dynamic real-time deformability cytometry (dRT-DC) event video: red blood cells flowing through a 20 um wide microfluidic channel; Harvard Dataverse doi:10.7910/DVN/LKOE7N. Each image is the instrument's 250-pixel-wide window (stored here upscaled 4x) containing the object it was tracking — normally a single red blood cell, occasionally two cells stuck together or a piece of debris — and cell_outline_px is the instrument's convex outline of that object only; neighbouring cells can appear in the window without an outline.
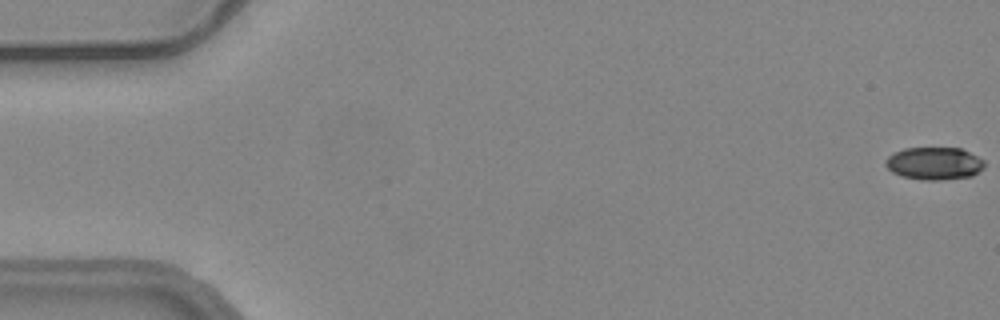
{"species": "common noctule bat (a hibernating species)", "species_latin": "Nyctalus noctula", "temperature_condition": "warm", "stored_images_in_passage": 49, "camera_frame_rate_fps": 3000, "um_per_image_px": 0.085, "animal": {"sex": "female", "body_mass_g": 24.6, "forearm_length_mm": 56.2}, "frame": {"image": 1, "passage_image": 1, "time_ms": 0.0, "image_size_px": [1000, 320], "cell_outline_px": [[984, 168], [972, 176], [940, 180], [924, 180], [904, 176], [892, 172], [884, 164], [884, 160], [892, 152], [904, 148], [960, 148], [984, 160]], "centroid_in_image_um": [79.38, 13.88], "position_along_channel_um": 5.6, "area_um2": 18.79}}
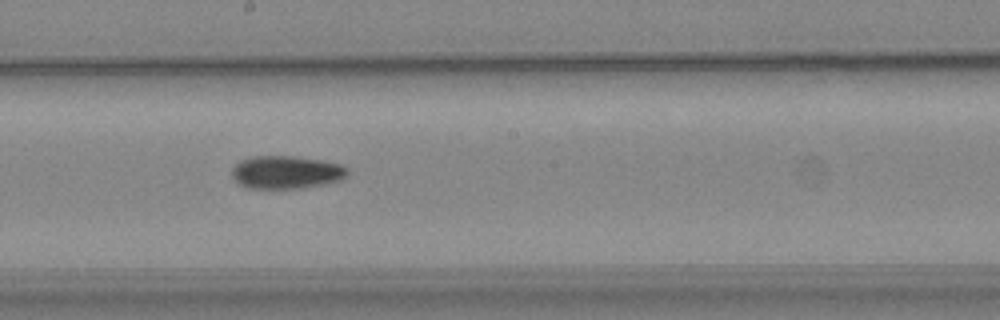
{"frame": {"image": 2, "passage_image": 31, "time_ms": 10.0, "image_size_px": [1000, 320], "cell_outline_px": [[348, 176], [340, 180], [324, 184], [304, 188], [248, 188], [240, 184], [232, 176], [232, 168], [240, 160], [252, 156], [292, 156], [320, 160], [340, 164], [348, 168]], "centroid_in_image_um": [24.34, 14.64], "position_along_channel_um": 223.9, "area_um2": 22.2}}
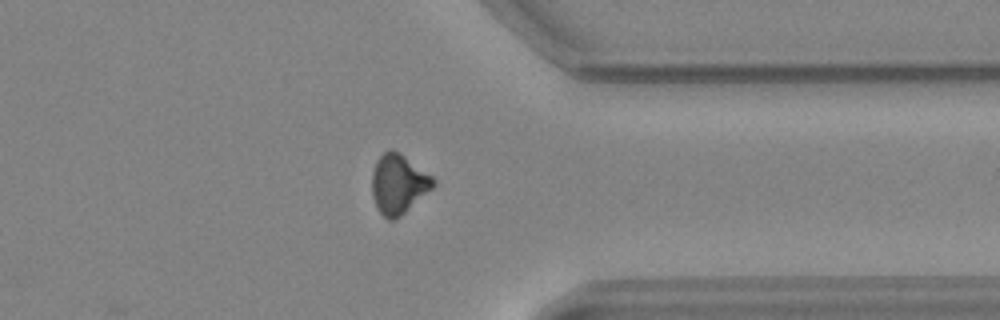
{"frame": {"image": 3, "passage_image": 44, "time_ms": 14.333, "image_size_px": [1000, 320], "cell_outline_px": [[436, 184], [432, 188], [400, 216], [392, 220], [388, 220], [380, 212], [372, 196], [372, 172], [376, 160], [388, 148], [392, 148], [400, 152], [432, 176], [436, 180]], "centroid_in_image_um": [33.85, 15.6], "position_along_channel_um": 377.5, "area_um2": 21.15}}